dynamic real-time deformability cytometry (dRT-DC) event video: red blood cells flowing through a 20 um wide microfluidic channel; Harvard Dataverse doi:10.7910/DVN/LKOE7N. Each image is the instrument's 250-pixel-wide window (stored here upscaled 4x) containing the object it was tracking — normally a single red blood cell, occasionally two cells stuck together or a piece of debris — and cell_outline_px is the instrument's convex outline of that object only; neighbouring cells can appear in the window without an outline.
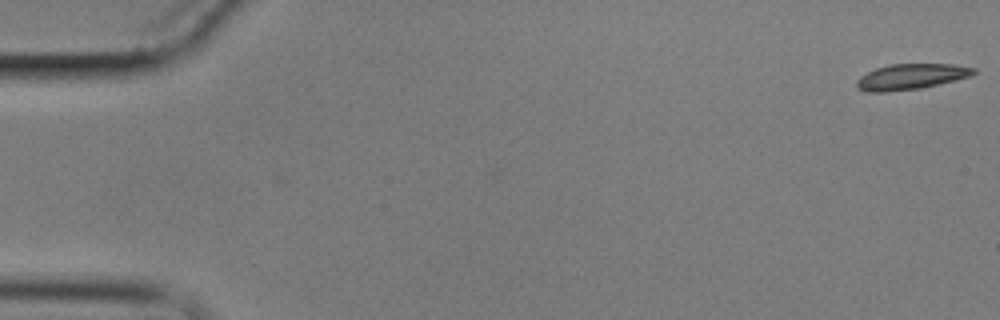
{"species": "common noctule bat (a hibernating species)", "species_latin": "Nyctalus noctula", "temperature_condition": "cold", "stored_images_in_passage": 56, "camera_frame_rate_fps": 3000, "um_per_image_px": 0.085, "animal": {"sex": "male", "body_mass_g": 17.9}, "frame": {"image": 1, "passage_image": 1, "time_ms": 0.0, "image_size_px": [1000, 320], "cell_outline_px": [[976, 72], [972, 76], [940, 84], [920, 88], [884, 92], [864, 92], [856, 88], [856, 80], [860, 76], [876, 68], [892, 64], [952, 64], [976, 68]], "centroid_in_image_um": [77.43, 6.52], "position_along_channel_um": 7.6, "area_um2": 17.57}}
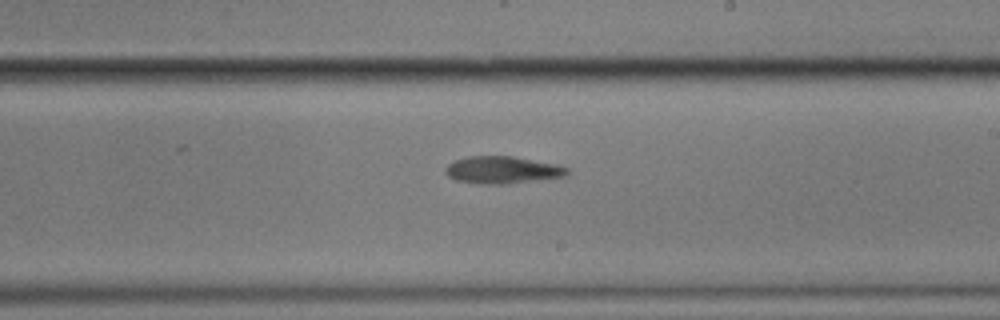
{"frame": {"image": 2, "passage_image": 36, "time_ms": 11.667, "image_size_px": [1000, 320], "cell_outline_px": [[568, 176], [508, 184], [476, 184], [456, 180], [448, 176], [444, 172], [444, 168], [448, 164], [456, 160], [468, 156], [512, 156], [556, 164], [568, 168]], "centroid_in_image_um": [42.69, 14.45], "position_along_channel_um": 246.3, "area_um2": 19.48}}
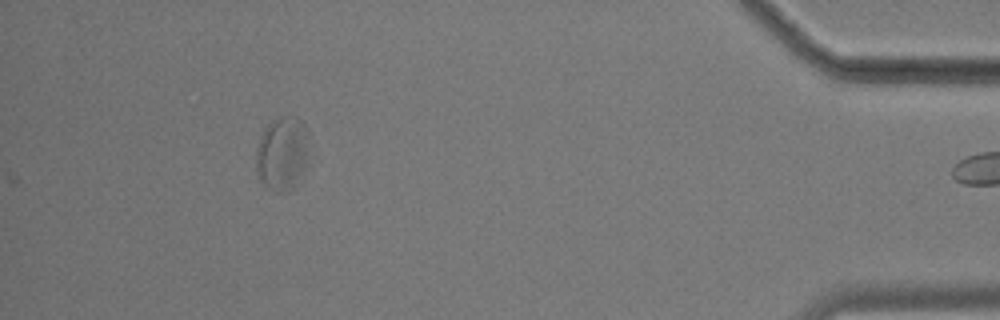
{"frame": {"image": 3, "passage_image": 56, "time_ms": 18.333, "image_size_px": [1000, 320], "cell_outline_px": [[308, 164], [300, 184], [296, 188], [288, 192], [276, 192], [268, 188], [260, 180], [256, 172], [256, 148], [260, 136], [264, 128], [272, 120], [280, 116], [296, 116], [308, 128]], "centroid_in_image_um": [24.03, 13.08], "position_along_channel_um": 411.2, "area_um2": 23.87}, "authors_computed_cell_mechanics": {"area_um2": 19.0162, "velocity_mm_per_s": 3.3082, "shape_relaxation_time_tau1_ms": 8.8045, "shape_relaxation_time_tau2_ms": null, "deformation_change_tau1": 0.2108, "deformation_change_tau2": null}}